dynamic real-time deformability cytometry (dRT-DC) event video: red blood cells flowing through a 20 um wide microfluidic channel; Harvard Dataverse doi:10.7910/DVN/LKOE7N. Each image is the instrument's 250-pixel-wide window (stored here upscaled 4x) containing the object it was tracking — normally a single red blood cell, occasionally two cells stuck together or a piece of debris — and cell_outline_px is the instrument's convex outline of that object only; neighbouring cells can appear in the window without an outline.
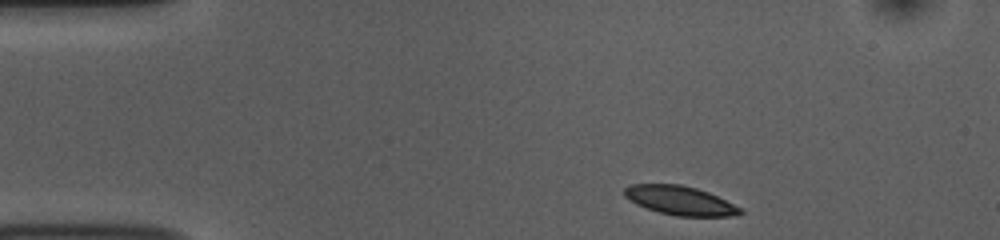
{"species": "common noctule bat (a hibernating species)", "species_latin": "Nyctalus noctula", "temperature_condition": "room temperature", "stored_images_in_passage": 46, "camera_frame_rate_fps": 3000, "um_per_image_px": 0.085, "animal": {"sex": "female", "body_mass_g": 10.0, "forearm_length_mm": 53.1}, "frame": {"image": 1, "passage_image": 1, "time_ms": 0.0, "image_size_px": [1000, 240], "cell_outline_px": [[744, 212], [736, 216], [676, 216], [660, 212], [636, 204], [624, 196], [624, 188], [628, 184], [680, 184], [696, 188], [708, 192], [740, 208]], "centroid_in_image_um": [57.77, 17.04], "position_along_channel_um": 27.2, "area_um2": 19.36}}
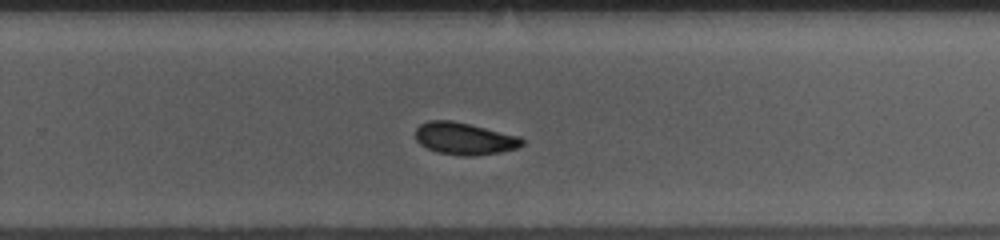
{"frame": {"image": 2, "passage_image": 27, "time_ms": 8.667, "image_size_px": [1000, 240], "cell_outline_px": [[524, 144], [520, 148], [500, 152], [476, 156], [464, 156], [436, 152], [420, 144], [416, 140], [416, 128], [420, 124], [428, 120], [452, 120], [520, 136], [524, 140]], "centroid_in_image_um": [39.5, 11.78], "position_along_channel_um": 290.3, "area_um2": 20.11}}
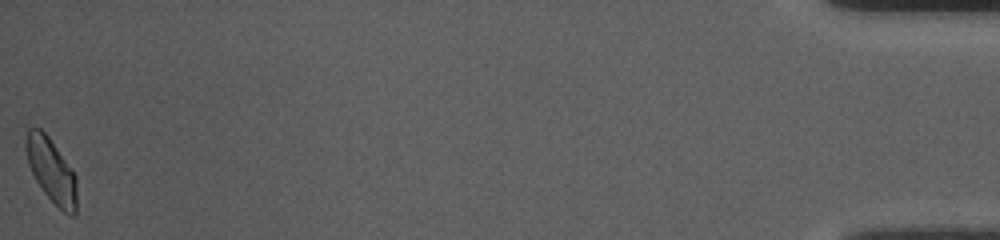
{"frame": {"image": 3, "passage_image": 46, "time_ms": 15.0, "image_size_px": [1000, 240], "cell_outline_px": [[76, 216], [72, 216], [64, 212], [44, 192], [36, 180], [28, 164], [24, 148], [24, 136], [28, 128], [40, 128], [48, 136], [72, 168], [76, 176]], "centroid_in_image_um": [4.35, 14.45], "position_along_channel_um": 430.9, "area_um2": 19.13}, "authors_computed_cell_mechanics": {"area_um2": 20.0855, "velocity_mm_per_s": 3.7279, "shape_relaxation_time_tau1_ms": 3.9538, "shape_relaxation_time_tau2_ms": 6.6545, "deformation_change_tau1": 0.1143, "deformation_change_tau2": 0.0977}}